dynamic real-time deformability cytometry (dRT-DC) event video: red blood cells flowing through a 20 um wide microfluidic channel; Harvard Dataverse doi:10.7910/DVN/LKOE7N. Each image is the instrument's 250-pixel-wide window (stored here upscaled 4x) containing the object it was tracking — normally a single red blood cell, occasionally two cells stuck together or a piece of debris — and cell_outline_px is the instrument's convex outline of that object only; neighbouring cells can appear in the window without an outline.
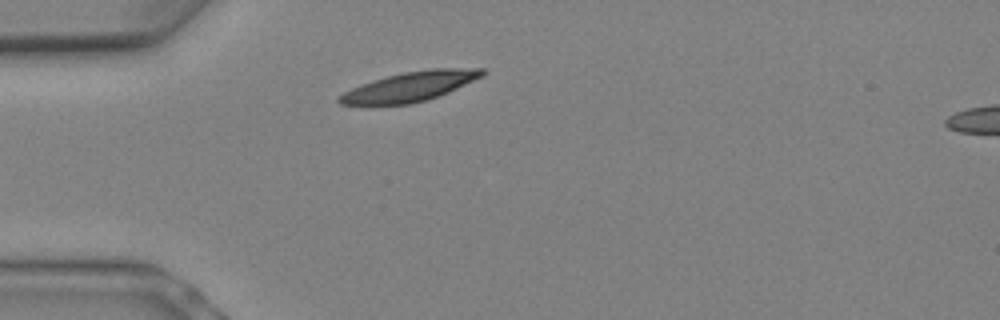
{"species": "Egyptian fruit bat (a non-hibernating species)", "species_latin": "Rousettus aegyptiacus", "temperature_condition": "warm", "stored_images_in_passage": 3, "camera_frame_rate_fps": 3000, "um_per_image_px": 0.085, "animal": {"sex": "female"}, "frame": {"image": 1, "passage_image": 1, "time_ms": 0.0, "image_size_px": [1000, 320], "cell_outline_px": [[488, 72], [484, 76], [440, 96], [428, 100], [412, 104], [340, 104], [336, 100], [344, 92], [352, 88], [388, 76], [404, 72], [432, 68], [484, 68]], "centroid_in_image_um": [34.96, 7.35], "position_along_channel_um": 50.0, "area_um2": 24.45}}
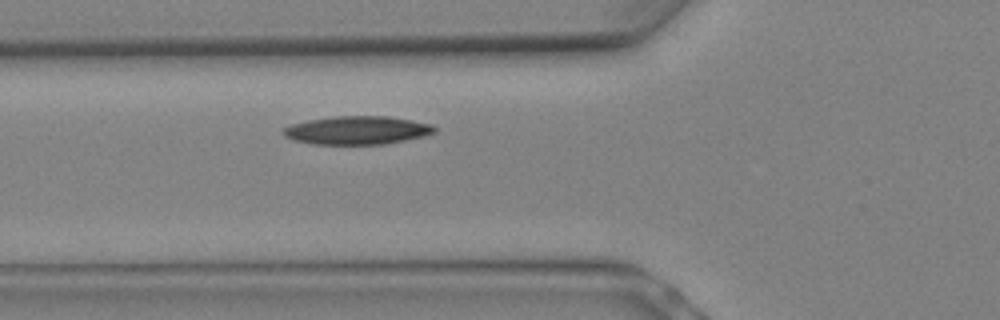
{"frame": {"image": 2, "passage_image": 3, "time_ms": 0.667, "image_size_px": [1000, 320], "cell_outline_px": [[436, 132], [424, 136], [384, 144], [312, 144], [292, 140], [284, 136], [280, 132], [284, 128], [292, 124], [308, 120], [332, 116], [388, 116], [412, 120], [432, 124], [436, 128]], "centroid_in_image_um": [30.34, 11.07], "position_along_channel_um": 95.5, "area_um2": 25.09}}